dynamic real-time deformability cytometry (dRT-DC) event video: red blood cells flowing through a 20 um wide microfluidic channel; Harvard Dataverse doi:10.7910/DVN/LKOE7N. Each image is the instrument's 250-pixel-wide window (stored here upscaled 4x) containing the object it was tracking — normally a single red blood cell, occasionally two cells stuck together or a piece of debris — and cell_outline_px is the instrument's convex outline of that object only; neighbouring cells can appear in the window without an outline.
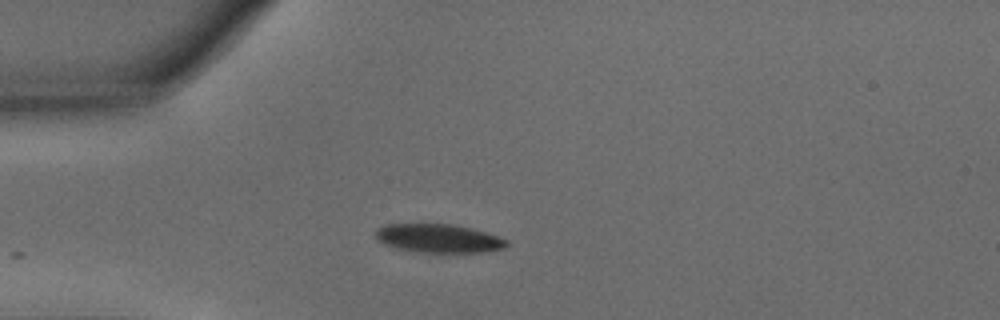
{"species": "common noctule bat (a hibernating species)", "species_latin": "Nyctalus noctula", "temperature_condition": "warm", "stored_images_in_passage": 6, "camera_frame_rate_fps": 3000, "um_per_image_px": 0.085, "animal": {"sex": "male", "body_mass_g": 15.6}, "frame": {"image": 1, "passage_image": 1, "time_ms": 0.0, "image_size_px": [1000, 320], "cell_outline_px": [[512, 244], [504, 248], [488, 252], [416, 252], [384, 244], [376, 240], [376, 228], [384, 224], [452, 224], [472, 228], [508, 240]], "centroid_in_image_um": [37.3, 20.26], "position_along_channel_um": 47.7, "area_um2": 21.91}}